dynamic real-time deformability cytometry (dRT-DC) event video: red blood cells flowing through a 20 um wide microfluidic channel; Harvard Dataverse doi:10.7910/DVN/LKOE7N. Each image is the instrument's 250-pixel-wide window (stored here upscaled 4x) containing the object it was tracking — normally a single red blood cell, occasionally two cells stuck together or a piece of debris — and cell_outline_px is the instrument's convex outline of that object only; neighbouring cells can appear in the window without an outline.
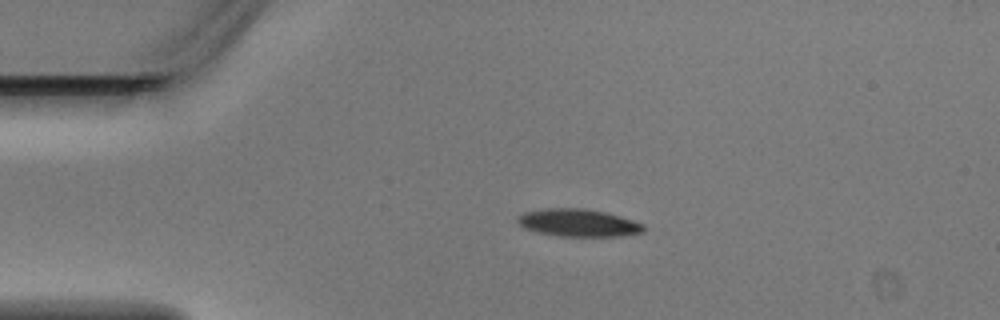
{"species": "Egyptian fruit bat (a non-hibernating species)", "species_latin": "Rousettus aegyptiacus", "temperature_condition": "warm", "stored_images_in_passage": 2, "camera_frame_rate_fps": 3000, "um_per_image_px": 0.085, "animal": {"sex": "male"}, "frame": {"image": 1, "passage_image": 1, "time_ms": 0.0, "image_size_px": [1000, 320], "cell_outline_px": [[644, 232], [624, 236], [560, 236], [536, 232], [524, 228], [516, 220], [516, 216], [524, 212], [544, 208], [588, 208], [620, 216], [644, 224]], "centroid_in_image_um": [49.14, 18.93], "position_along_channel_um": 35.9, "area_um2": 20.4}}